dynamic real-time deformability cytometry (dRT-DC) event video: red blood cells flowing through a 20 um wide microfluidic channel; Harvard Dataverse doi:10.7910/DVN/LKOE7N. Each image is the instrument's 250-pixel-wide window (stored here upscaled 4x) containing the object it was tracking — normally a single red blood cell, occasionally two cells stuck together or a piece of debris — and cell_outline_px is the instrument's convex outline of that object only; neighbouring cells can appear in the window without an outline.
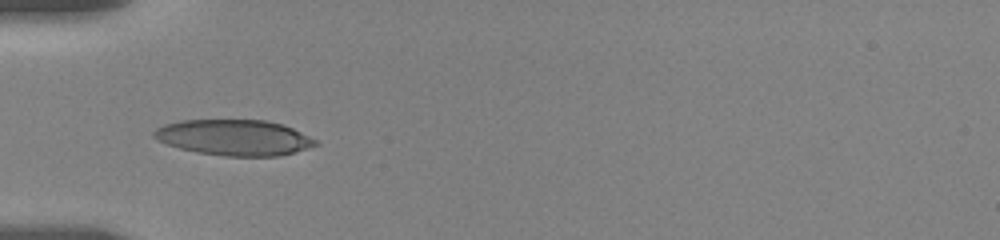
{"species": "human", "species_latin": "Homo sapiens", "temperature_condition": "room temperature", "stored_images_in_passage": 51, "camera_frame_rate_fps": 3000, "um_per_image_px": 0.085, "donor": {"sex": "female"}, "frame": {"image": 1, "passage_image": 10, "time_ms": 3.0, "image_size_px": [1000, 240], "cell_outline_px": [[320, 144], [308, 148], [280, 156], [224, 156], [196, 152], [180, 148], [156, 140], [152, 136], [152, 132], [156, 128], [164, 124], [180, 120], [264, 120], [284, 124], [316, 140]], "centroid_in_image_um": [19.88, 11.69], "position_along_channel_um": 65.1, "area_um2": 33.76}}
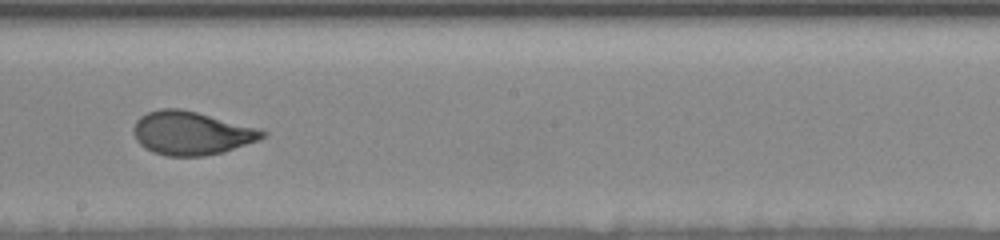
{"frame": {"image": 2, "passage_image": 24, "time_ms": 7.667, "image_size_px": [1000, 240], "cell_outline_px": [[268, 132], [260, 140], [224, 152], [204, 156], [164, 156], [152, 152], [144, 148], [136, 140], [132, 132], [132, 128], [136, 120], [140, 116], [148, 112], [160, 108], [180, 108], [260, 128]], "centroid_in_image_um": [16.25, 11.32], "position_along_channel_um": 231.9, "area_um2": 33.0}}
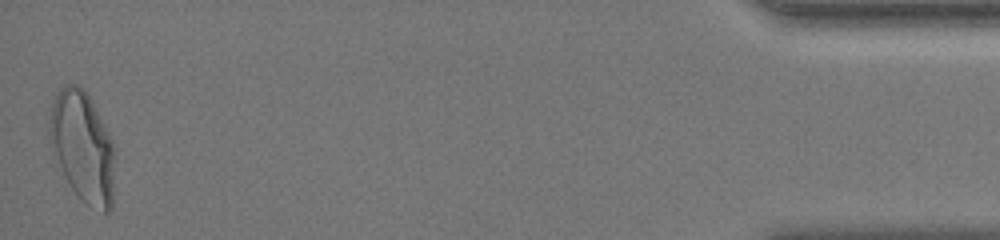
{"frame": {"image": 3, "passage_image": 51, "time_ms": 15.333, "image_size_px": [1000, 240], "cell_outline_px": [[116, 156], [112, 208], [108, 212], [104, 212], [88, 204], [72, 188], [52, 152], [48, 132], [48, 128], [52, 104], [56, 92], [64, 84], [80, 84], [84, 88], [112, 140]], "centroid_in_image_um": [7.03, 12.44], "position_along_channel_um": 428.2, "area_um2": 42.02}, "authors_computed_cell_mechanics": {"area_um2": 32.4258, "velocity_mm_per_s": 3.604, "shape_relaxation_time_tau1_ms": 4.5907, "shape_relaxation_time_tau2_ms": null, "deformation_change_tau1": 0.1753, "deformation_change_tau2": null}}